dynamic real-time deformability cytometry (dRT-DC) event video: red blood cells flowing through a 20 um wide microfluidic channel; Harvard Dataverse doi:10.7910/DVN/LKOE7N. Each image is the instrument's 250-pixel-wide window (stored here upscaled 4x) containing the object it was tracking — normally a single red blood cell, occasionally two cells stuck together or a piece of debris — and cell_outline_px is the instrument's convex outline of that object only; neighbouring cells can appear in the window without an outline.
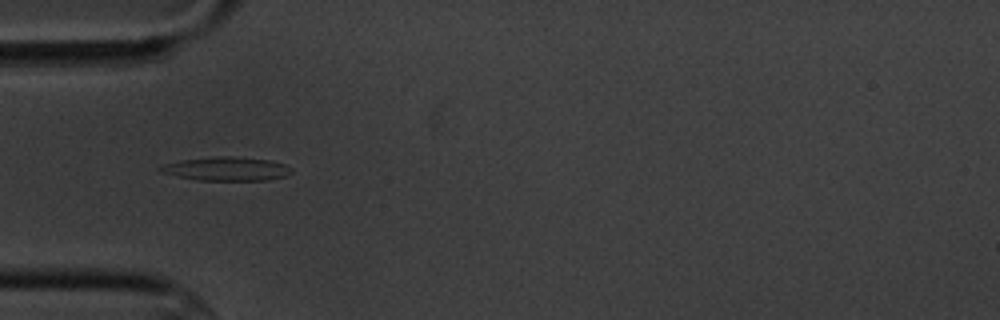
{"species": "common noctule bat (a hibernating species)", "species_latin": "Nyctalus noctula", "temperature_condition": "cold", "stored_images_in_passage": 7, "camera_frame_rate_fps": 3000, "um_per_image_px": 0.085, "animal": {"sex": "male", "body_mass_g": 20.1, "forearm_length_mm": 53.5}, "frame": {"image": 1, "passage_image": 5, "time_ms": 4.667, "image_size_px": [1000, 320], "cell_outline_px": [[292, 172], [284, 176], [268, 180], [200, 180], [176, 176], [160, 172], [156, 168], [164, 164], [180, 160], [216, 156], [232, 156], [268, 160], [284, 164], [292, 168]], "centroid_in_image_um": [19.22, 14.35], "position_along_channel_um": 65.8, "area_um2": 18.09}}
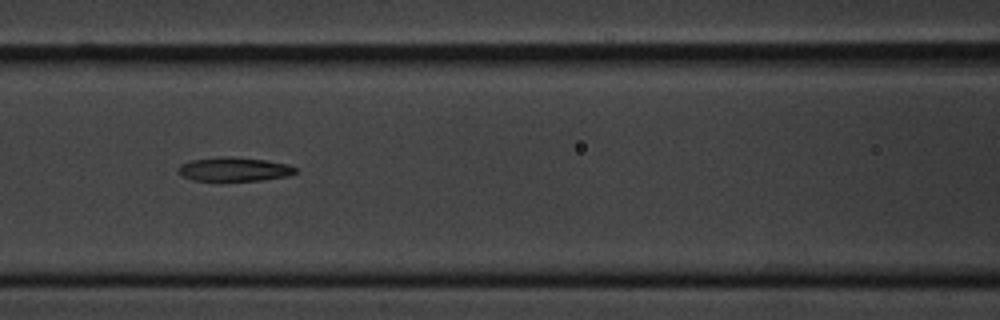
{"frame": {"image": 2, "passage_image": 7, "time_ms": 7.0, "image_size_px": [1000, 320], "cell_outline_px": [[300, 172], [288, 176], [264, 180], [216, 184], [192, 180], [176, 172], [176, 168], [180, 164], [192, 160], [224, 156], [228, 156], [264, 160], [288, 164], [296, 168]], "centroid_in_image_um": [19.86, 14.44], "position_along_channel_um": 146.7, "area_um2": 17.4}}